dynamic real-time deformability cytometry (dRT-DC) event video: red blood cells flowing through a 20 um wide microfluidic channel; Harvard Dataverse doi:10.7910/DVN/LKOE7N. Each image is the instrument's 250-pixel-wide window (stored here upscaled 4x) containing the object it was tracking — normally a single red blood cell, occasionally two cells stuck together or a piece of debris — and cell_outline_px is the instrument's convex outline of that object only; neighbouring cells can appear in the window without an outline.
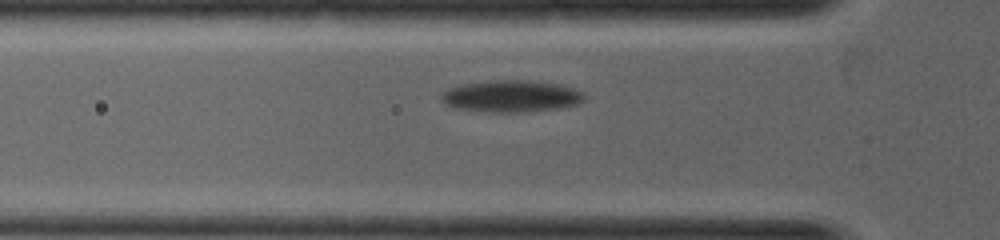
{"species": "common noctule bat (a hibernating species)", "species_latin": "Nyctalus noctula", "temperature_condition": "warm", "stored_images_in_passage": 26, "camera_frame_rate_fps": 5000, "um_per_image_px": 0.085, "animal": {"sex": "female", "body_mass_g": 19.0, "forearm_length_mm": 53.3}, "frame": {"image": 1, "passage_image": 3, "time_ms": 0.4, "image_size_px": [1000, 240], "cell_outline_px": [[584, 100], [580, 104], [560, 108], [528, 112], [488, 112], [452, 108], [444, 104], [440, 100], [440, 92], [448, 88], [464, 84], [488, 80], [532, 80], [560, 84], [576, 88], [584, 92]], "centroid_in_image_um": [43.45, 8.18], "position_along_channel_um": 82.4, "area_um2": 27.22}}
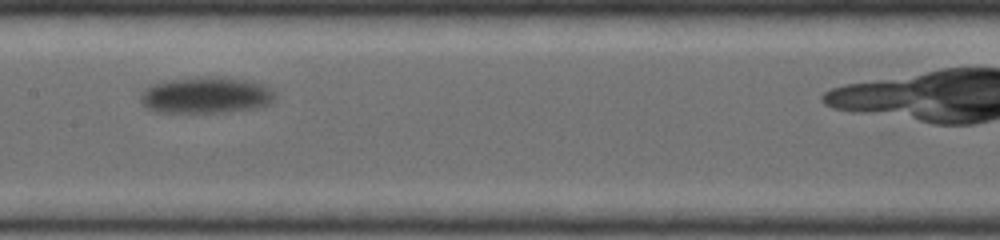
{"frame": {"image": 2, "passage_image": 10, "time_ms": 1.8, "image_size_px": [1000, 240], "cell_outline_px": [[276, 96], [272, 104], [264, 108], [228, 112], [156, 112], [144, 108], [140, 100], [140, 96], [144, 88], [152, 84], [164, 80], [200, 76], [216, 76], [248, 80], [264, 84]], "centroid_in_image_um": [17.52, 8.09], "position_along_channel_um": 189.9, "area_um2": 29.3}}
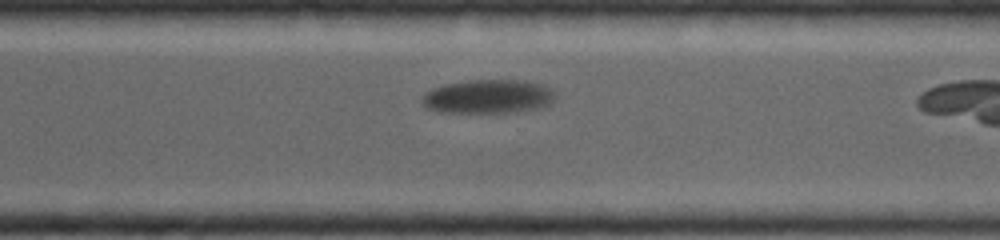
{"frame": {"image": 3, "passage_image": 19, "time_ms": 3.6, "image_size_px": [1000, 240], "cell_outline_px": [[556, 96], [548, 104], [536, 108], [516, 112], [444, 112], [428, 108], [420, 100], [432, 88], [444, 84], [472, 80], [524, 80], [540, 84], [548, 88]], "centroid_in_image_um": [41.48, 8.2], "position_along_channel_um": 329.1, "area_um2": 25.84}}